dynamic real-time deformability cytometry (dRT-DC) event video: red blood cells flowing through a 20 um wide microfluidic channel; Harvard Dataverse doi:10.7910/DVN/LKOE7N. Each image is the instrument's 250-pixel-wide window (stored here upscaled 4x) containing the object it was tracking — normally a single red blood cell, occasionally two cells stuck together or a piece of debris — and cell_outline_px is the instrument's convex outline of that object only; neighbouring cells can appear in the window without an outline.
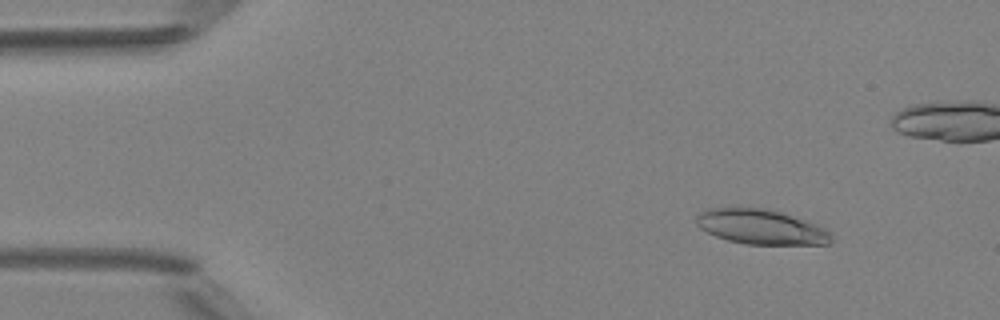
{"species": "Egyptian fruit bat (a non-hibernating species)", "species_latin": "Rousettus aegyptiacus", "temperature_condition": "room temperature", "stored_images_in_passage": 28, "camera_frame_rate_fps": 3000, "um_per_image_px": 0.085, "animal": {"sex": "female"}, "frame": {"image": 1, "passage_image": 5, "time_ms": 1.333, "image_size_px": [1000, 320], "cell_outline_px": [[832, 240], [828, 244], [744, 244], [728, 240], [716, 236], [700, 228], [696, 224], [696, 216], [700, 212], [708, 208], [768, 208], [784, 212], [808, 220], [832, 232]], "centroid_in_image_um": [64.72, 19.27], "position_along_channel_um": 20.3, "area_um2": 27.63}}
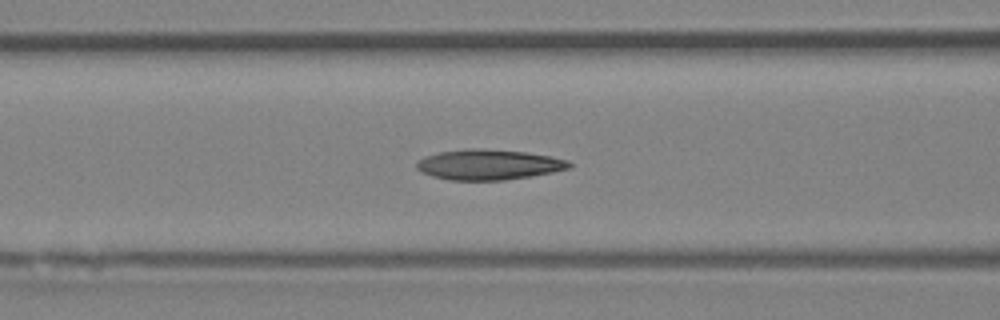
{"frame": {"image": 2, "passage_image": 19, "time_ms": 6.0, "image_size_px": [1000, 320], "cell_outline_px": [[572, 164], [568, 168], [552, 172], [532, 176], [504, 180], [448, 180], [432, 176], [420, 172], [416, 168], [416, 164], [424, 156], [440, 152], [468, 148], [484, 148], [524, 152], [552, 156], [568, 160]], "centroid_in_image_um": [41.52, 13.99], "position_along_channel_um": 125.1, "area_um2": 27.05}}
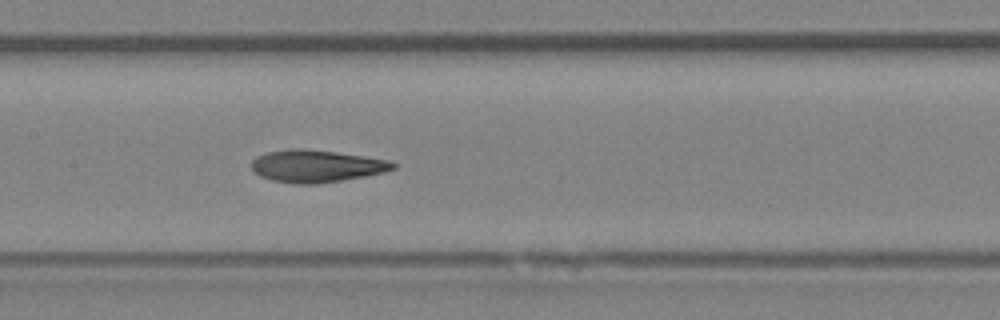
{"frame": {"image": 3, "passage_image": 23, "time_ms": 7.333, "image_size_px": [1000, 320], "cell_outline_px": [[396, 168], [384, 172], [364, 176], [316, 184], [296, 184], [272, 180], [260, 176], [252, 168], [252, 160], [256, 156], [268, 152], [292, 148], [300, 148], [336, 152], [364, 156], [388, 160], [396, 164]], "centroid_in_image_um": [26.88, 14.11], "position_along_channel_um": 180.5, "area_um2": 26.41}}